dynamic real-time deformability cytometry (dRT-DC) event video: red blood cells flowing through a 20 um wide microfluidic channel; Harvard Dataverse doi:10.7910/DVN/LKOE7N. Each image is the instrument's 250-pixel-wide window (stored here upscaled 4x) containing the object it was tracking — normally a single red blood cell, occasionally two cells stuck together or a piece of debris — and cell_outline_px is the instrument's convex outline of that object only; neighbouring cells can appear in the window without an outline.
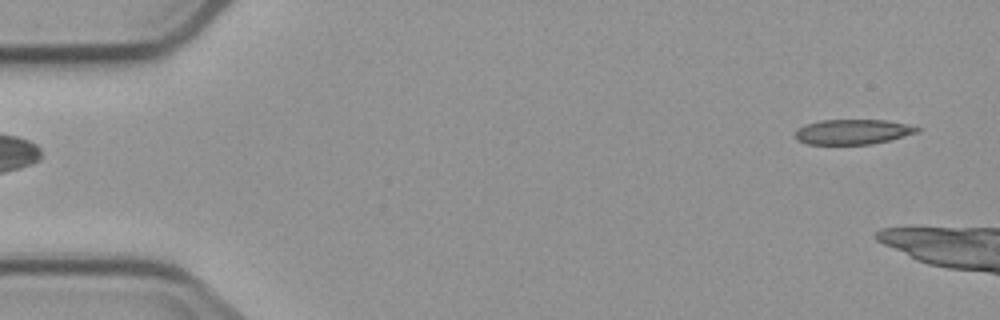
{"species": "common noctule bat (a hibernating species)", "species_latin": "Nyctalus noctula", "temperature_condition": "cold", "stored_images_in_passage": 6, "segment_of_instrument_passage": [2, 2], "camera_frame_rate_fps": 3000, "um_per_image_px": 0.085, "animal": {"sex": "male", "body_mass_g": 23.1, "forearm_length_mm": 52.7}, "frame": {"image": 1, "passage_image": 6, "time_ms": 6.0, "image_size_px": [1000, 320], "cell_outline_px": [[920, 132], [872, 144], [808, 144], [796, 140], [796, 128], [804, 124], [820, 120], [888, 120], [908, 124], [920, 128]], "centroid_in_image_um": [72.47, 11.2], "position_along_channel_um": 12.5, "area_um2": 17.86}}